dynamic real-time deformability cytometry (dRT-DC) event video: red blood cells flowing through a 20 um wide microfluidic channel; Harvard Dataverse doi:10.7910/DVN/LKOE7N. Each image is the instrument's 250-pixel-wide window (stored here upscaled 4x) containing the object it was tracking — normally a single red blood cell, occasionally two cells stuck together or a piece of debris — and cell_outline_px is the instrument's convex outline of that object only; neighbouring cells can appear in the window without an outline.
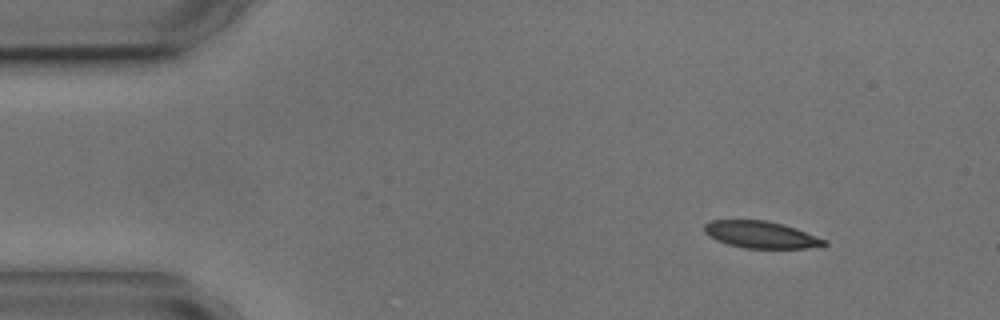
{"species": "common noctule bat (a hibernating species)", "species_latin": "Nyctalus noctula", "temperature_condition": "cold", "stored_images_in_passage": 3, "camera_frame_rate_fps": 3000, "um_per_image_px": 0.085, "animal": {"sex": "male", "body_mass_g": 17.9, "forearm_length_mm": 54.2}, "frame": {"image": 1, "passage_image": 1, "time_ms": 0.0, "image_size_px": [1000, 320], "cell_outline_px": [[828, 244], [808, 248], [744, 248], [728, 244], [716, 240], [708, 236], [704, 232], [704, 224], [708, 220], [768, 220], [796, 228], [828, 240]], "centroid_in_image_um": [64.67, 19.94], "position_along_channel_um": 20.3, "area_um2": 18.96}}
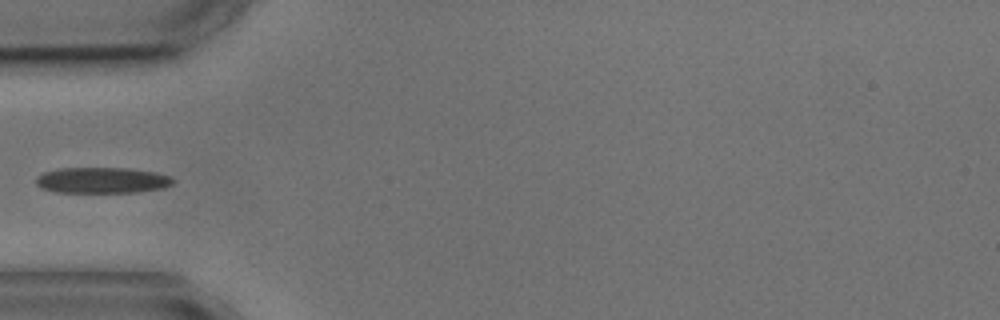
{"frame": {"image": 2, "passage_image": 3, "time_ms": 3.667, "image_size_px": [1000, 320], "cell_outline_px": [[176, 180], [172, 184], [164, 188], [136, 192], [56, 192], [40, 188], [36, 184], [36, 176], [44, 172], [60, 168], [128, 168], [156, 172], [172, 176]], "centroid_in_image_um": [8.7, 15.32], "position_along_channel_um": 76.3, "area_um2": 20.87}}